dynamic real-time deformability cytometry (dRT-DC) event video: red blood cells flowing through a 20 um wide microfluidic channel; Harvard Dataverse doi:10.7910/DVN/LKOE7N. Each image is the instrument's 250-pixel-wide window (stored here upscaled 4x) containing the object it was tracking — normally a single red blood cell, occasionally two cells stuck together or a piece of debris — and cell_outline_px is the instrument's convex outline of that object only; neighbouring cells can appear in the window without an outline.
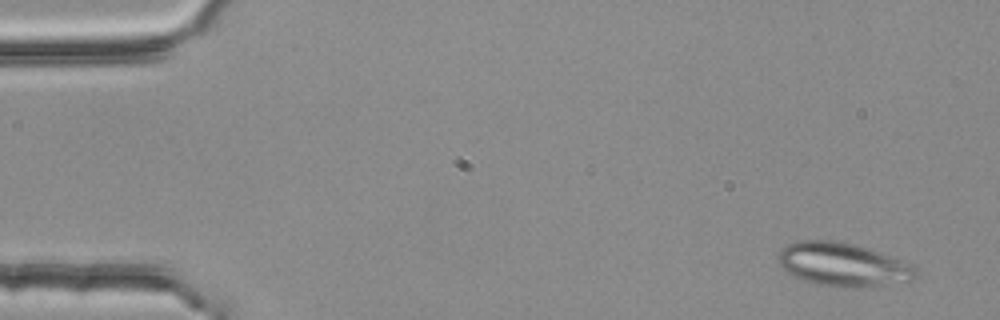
{"species": "common noctule bat (a hibernating species)", "species_latin": "Nyctalus noctula", "temperature_condition": "room temperature", "stored_images_in_passage": 5, "camera_frame_rate_fps": 3000, "um_per_image_px": 0.085, "animal": {"sex": "female", "body_mass_g": 25.1}, "frame": {"image": 1, "passage_image": 1, "time_ms": 0.0, "image_size_px": [1000, 320], "cell_outline_px": [[916, 276], [908, 284], [844, 288], [820, 284], [804, 280], [788, 272], [776, 260], [776, 256], [788, 244], [796, 240], [836, 240], [852, 244], [880, 252], [916, 268]], "centroid_in_image_um": [71.66, 22.5], "position_along_channel_um": 13.3, "area_um2": 34.8}}